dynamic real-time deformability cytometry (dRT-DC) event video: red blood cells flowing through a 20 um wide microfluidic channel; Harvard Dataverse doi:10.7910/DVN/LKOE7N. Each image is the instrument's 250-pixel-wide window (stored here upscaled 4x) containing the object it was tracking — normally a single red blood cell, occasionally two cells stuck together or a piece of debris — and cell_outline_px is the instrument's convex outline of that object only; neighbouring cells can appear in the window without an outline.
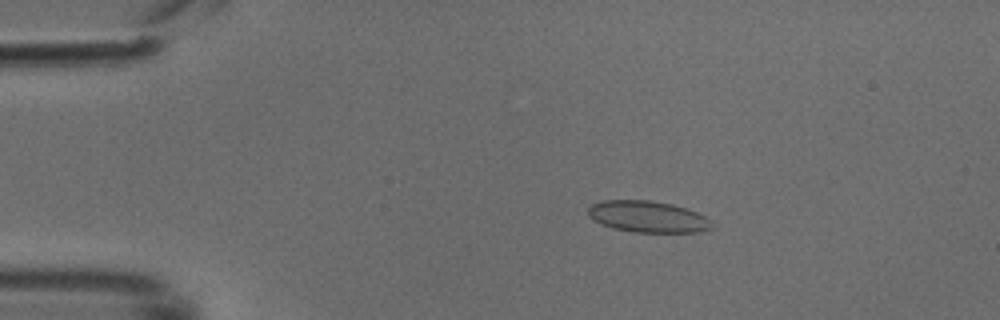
{"species": "common noctule bat (a hibernating species)", "species_latin": "Nyctalus noctula", "temperature_condition": "cold", "stored_images_in_passage": 49, "camera_frame_rate_fps": 3000, "um_per_image_px": 0.085, "animal": {"sex": "male", "body_mass_g": 18.8}, "frame": {"image": 1, "passage_image": 9, "time_ms": 2.667, "image_size_px": [1000, 320], "cell_outline_px": [[712, 228], [700, 232], [632, 232], [612, 228], [600, 224], [592, 220], [588, 216], [588, 208], [592, 204], [600, 200], [652, 200], [672, 204], [696, 212], [712, 220]], "centroid_in_image_um": [55.02, 18.42], "position_along_channel_um": 30.0, "area_um2": 22.89}}
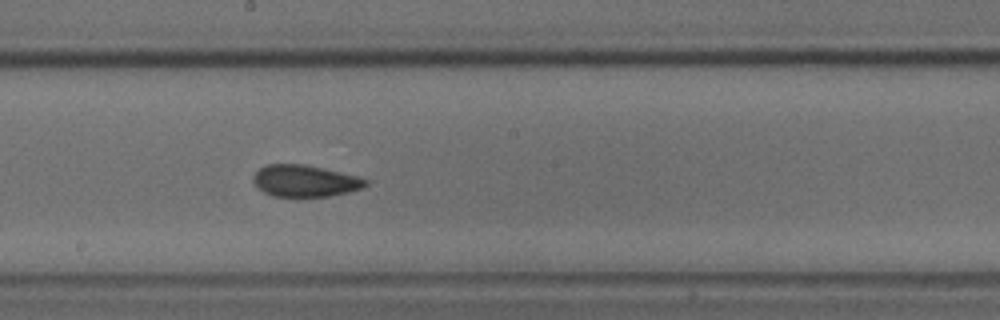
{"frame": {"image": 2, "passage_image": 27, "time_ms": 8.667, "image_size_px": [1000, 320], "cell_outline_px": [[368, 184], [364, 188], [348, 192], [328, 196], [272, 196], [256, 188], [252, 180], [252, 176], [264, 164], [304, 164], [324, 168], [356, 176], [368, 180]], "centroid_in_image_um": [25.89, 15.37], "position_along_channel_um": 222.3, "area_um2": 20.87}}
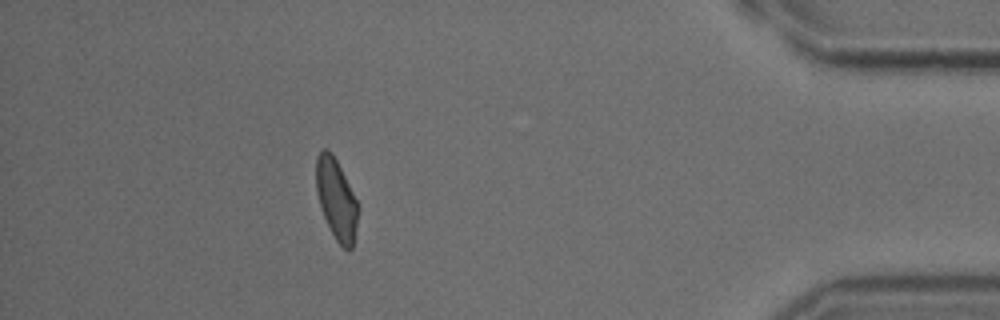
{"frame": {"image": 3, "passage_image": 44, "time_ms": 14.333, "image_size_px": [1000, 320], "cell_outline_px": [[360, 208], [352, 248], [348, 252], [336, 240], [324, 216], [316, 192], [316, 156], [324, 148], [328, 148], [332, 152], [360, 204]], "centroid_in_image_um": [28.62, 16.91], "position_along_channel_um": 406.6, "area_um2": 19.88}}